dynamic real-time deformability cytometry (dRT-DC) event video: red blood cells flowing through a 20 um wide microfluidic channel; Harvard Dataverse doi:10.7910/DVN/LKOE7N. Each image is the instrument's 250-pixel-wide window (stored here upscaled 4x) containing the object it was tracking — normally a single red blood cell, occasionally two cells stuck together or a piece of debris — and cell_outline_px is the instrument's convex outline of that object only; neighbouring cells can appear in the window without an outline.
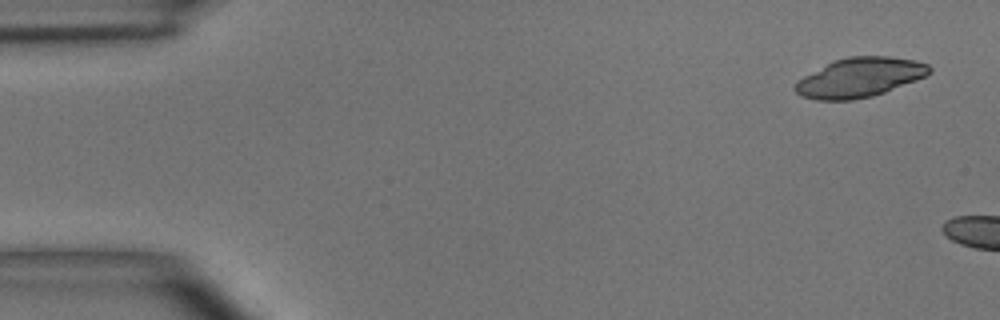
{"species": "common noctule bat (a hibernating species)", "species_latin": "Nyctalus noctula", "temperature_condition": "room temperature", "stored_images_in_passage": 3, "camera_frame_rate_fps": 3000, "um_per_image_px": 0.085, "animal": {"sex": "male", "body_mass_g": 15.6}, "frame": {"image": 1, "passage_image": 1, "time_ms": 0.0, "image_size_px": [1000, 320], "cell_outline_px": [[932, 72], [916, 80], [884, 92], [872, 96], [852, 100], [816, 100], [800, 96], [792, 88], [796, 80], [832, 60], [848, 56], [888, 56], [912, 60], [928, 64], [932, 68]], "centroid_in_image_um": [73.01, 6.58], "position_along_channel_um": 12.0, "area_um2": 30.98}}